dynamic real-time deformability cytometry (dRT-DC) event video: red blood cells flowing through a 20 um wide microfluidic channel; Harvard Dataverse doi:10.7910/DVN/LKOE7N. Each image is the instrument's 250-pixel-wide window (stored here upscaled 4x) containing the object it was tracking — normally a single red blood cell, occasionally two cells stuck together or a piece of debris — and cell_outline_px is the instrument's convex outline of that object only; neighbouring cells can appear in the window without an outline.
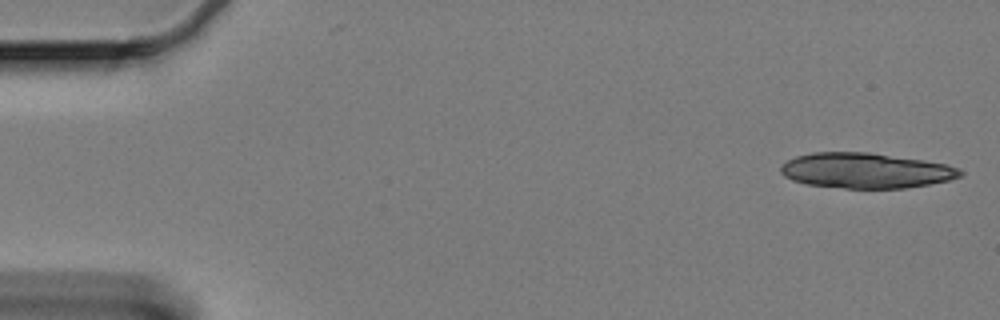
{"species": "Egyptian fruit bat (a non-hibernating species)", "species_latin": "Rousettus aegyptiacus", "temperature_condition": "cold", "stored_images_in_passage": 15, "camera_frame_rate_fps": 3000, "um_per_image_px": 0.085, "animal": {"sex": "female"}, "frame": {"image": 1, "passage_image": 1, "time_ms": 0.0, "image_size_px": [1000, 320], "cell_outline_px": [[964, 172], [960, 176], [948, 180], [928, 184], [904, 188], [844, 188], [808, 184], [792, 180], [784, 176], [780, 172], [780, 164], [796, 156], [812, 152], [868, 152], [924, 160], [944, 164], [960, 168]], "centroid_in_image_um": [73.55, 14.49], "position_along_channel_um": 11.4, "area_um2": 36.82}}